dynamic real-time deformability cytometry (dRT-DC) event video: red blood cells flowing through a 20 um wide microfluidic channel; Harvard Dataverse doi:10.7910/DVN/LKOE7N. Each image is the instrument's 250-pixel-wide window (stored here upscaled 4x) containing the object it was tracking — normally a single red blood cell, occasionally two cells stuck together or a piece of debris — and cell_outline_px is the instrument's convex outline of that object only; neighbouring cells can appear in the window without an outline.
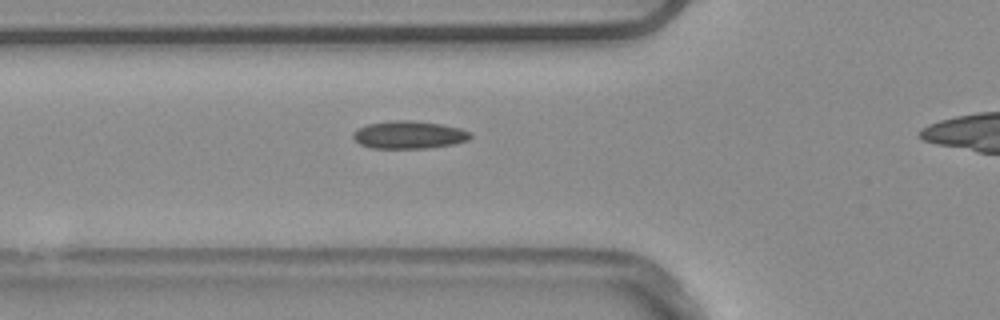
{"species": "common noctule bat (a hibernating species)", "species_latin": "Nyctalus noctula", "temperature_condition": "warm", "stored_images_in_passage": 39, "camera_frame_rate_fps": 3000, "um_per_image_px": 0.085, "animal": {"sex": "male", "body_mass_g": 20.4}, "frame": {"image": 1, "passage_image": 12, "time_ms": 3.667, "image_size_px": [1000, 320], "cell_outline_px": [[472, 136], [468, 140], [452, 144], [428, 148], [372, 148], [360, 144], [352, 136], [352, 132], [368, 124], [392, 120], [412, 120], [440, 124], [460, 128], [472, 132]], "centroid_in_image_um": [34.78, 11.45], "position_along_channel_um": 91.0, "area_um2": 18.9}}
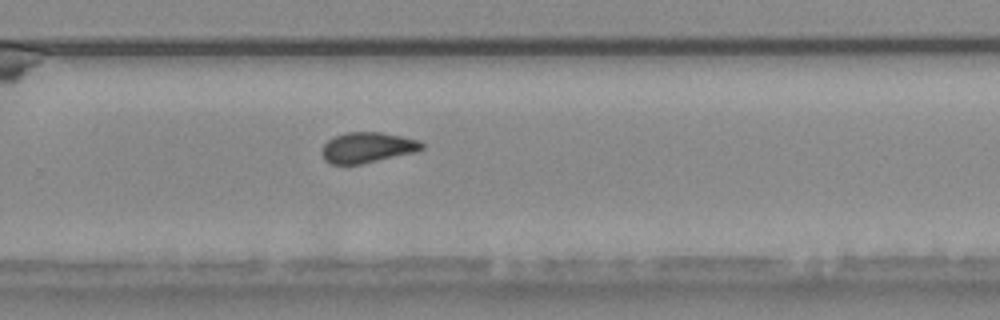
{"frame": {"image": 2, "passage_image": 28, "time_ms": 9.0, "image_size_px": [1000, 320], "cell_outline_px": [[424, 148], [416, 152], [360, 164], [332, 164], [324, 160], [320, 152], [320, 148], [328, 140], [344, 132], [380, 132], [420, 140], [424, 144]], "centroid_in_image_um": [31.21, 12.54], "position_along_channel_um": 298.6, "area_um2": 17.86}}
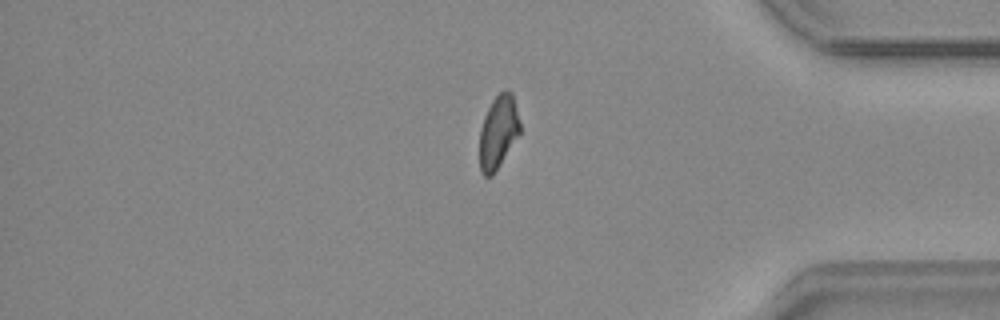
{"frame": {"image": 3, "passage_image": 37, "time_ms": 12.0, "image_size_px": [1000, 320], "cell_outline_px": [[520, 132], [492, 176], [484, 176], [480, 172], [480, 128], [484, 116], [492, 100], [504, 88], [508, 88], [512, 92], [520, 124]], "centroid_in_image_um": [42.34, 11.18], "position_along_channel_um": 392.9, "area_um2": 17.05}, "authors_computed_cell_mechanics": {"area_um2": 18.0914, "velocity_mm_per_s": 3.9019, "shape_relaxation_time_tau1_ms": null, "shape_relaxation_time_tau2_ms": 1.1007, "deformation_change_tau1": null, "deformation_change_tau2": 0.0589}}